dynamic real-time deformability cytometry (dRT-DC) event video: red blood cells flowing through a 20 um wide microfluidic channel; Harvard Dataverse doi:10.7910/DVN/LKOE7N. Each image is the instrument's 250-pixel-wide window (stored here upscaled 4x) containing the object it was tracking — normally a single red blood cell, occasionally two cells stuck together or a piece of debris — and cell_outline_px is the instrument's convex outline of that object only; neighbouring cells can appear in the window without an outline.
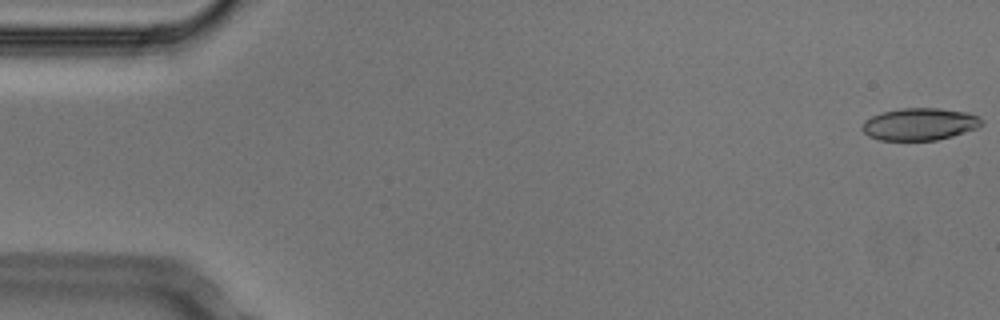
{"species": "Egyptian fruit bat (a non-hibernating species)", "species_latin": "Rousettus aegyptiacus", "temperature_condition": "cold", "stored_images_in_passage": 14, "camera_frame_rate_fps": 3000, "um_per_image_px": 0.085, "animal": {"sex": "male"}, "frame": {"image": 1, "passage_image": 1, "time_ms": 0.0, "image_size_px": [1000, 320], "cell_outline_px": [[984, 124], [976, 128], [952, 136], [936, 140], [880, 140], [868, 136], [860, 128], [864, 120], [880, 112], [900, 108], [940, 108], [968, 112], [980, 116], [984, 120]], "centroid_in_image_um": [78.17, 10.54], "position_along_channel_um": 6.8, "area_um2": 22.72}}